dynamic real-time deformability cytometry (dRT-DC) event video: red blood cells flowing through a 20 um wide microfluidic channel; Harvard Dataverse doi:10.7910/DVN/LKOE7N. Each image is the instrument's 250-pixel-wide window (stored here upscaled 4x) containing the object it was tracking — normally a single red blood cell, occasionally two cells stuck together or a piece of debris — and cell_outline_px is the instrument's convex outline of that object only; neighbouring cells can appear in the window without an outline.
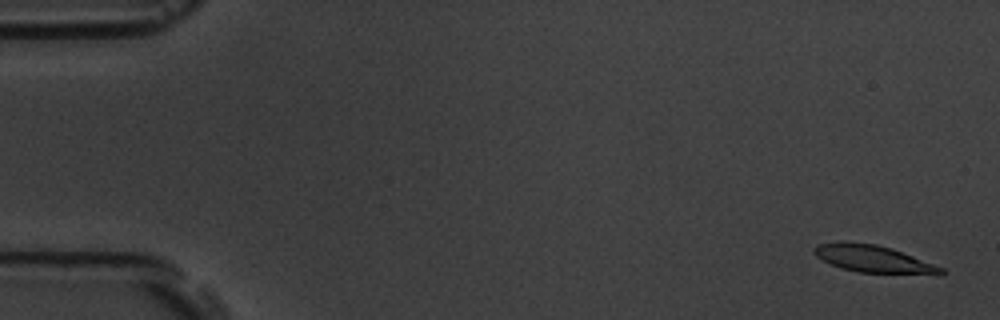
{"species": "common noctule bat (a hibernating species)", "species_latin": "Nyctalus noctula", "temperature_condition": "room temperature", "stored_images_in_passage": 5, "camera_frame_rate_fps": 3000, "um_per_image_px": 0.085, "animal": {"sex": "male", "body_mass_g": 19.5, "forearm_length_mm": 54.6}, "frame": {"image": 1, "passage_image": 1, "time_ms": 0.0, "image_size_px": [1000, 320], "cell_outline_px": [[948, 272], [940, 276], [856, 272], [840, 268], [816, 256], [812, 252], [812, 248], [816, 244], [840, 240], [876, 244], [892, 248], [944, 268]], "centroid_in_image_um": [74.28, 22.02], "position_along_channel_um": 10.7, "area_um2": 20.92}}